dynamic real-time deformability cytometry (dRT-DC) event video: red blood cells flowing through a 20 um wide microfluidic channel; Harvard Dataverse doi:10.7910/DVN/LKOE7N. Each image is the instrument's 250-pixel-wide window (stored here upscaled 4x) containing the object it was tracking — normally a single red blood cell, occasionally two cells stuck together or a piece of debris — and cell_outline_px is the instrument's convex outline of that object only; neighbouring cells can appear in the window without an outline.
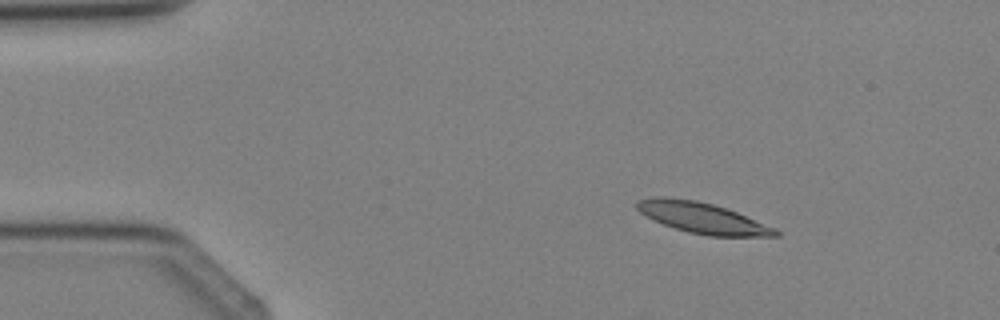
{"species": "Egyptian fruit bat (a non-hibernating species)", "species_latin": "Rousettus aegyptiacus", "temperature_condition": "cold", "stored_images_in_passage": 3, "camera_frame_rate_fps": 3000, "um_per_image_px": 0.085, "animal": {"sex": "female"}, "frame": {"image": 1, "passage_image": 1, "time_ms": 0.0, "image_size_px": [1000, 320], "cell_outline_px": [[780, 236], [708, 236], [688, 232], [664, 224], [640, 212], [636, 208], [636, 200], [656, 196], [664, 196], [696, 200], [712, 204], [736, 212], [776, 228], [780, 232]], "centroid_in_image_um": [59.7, 18.51], "position_along_channel_um": 25.3, "area_um2": 24.62}}